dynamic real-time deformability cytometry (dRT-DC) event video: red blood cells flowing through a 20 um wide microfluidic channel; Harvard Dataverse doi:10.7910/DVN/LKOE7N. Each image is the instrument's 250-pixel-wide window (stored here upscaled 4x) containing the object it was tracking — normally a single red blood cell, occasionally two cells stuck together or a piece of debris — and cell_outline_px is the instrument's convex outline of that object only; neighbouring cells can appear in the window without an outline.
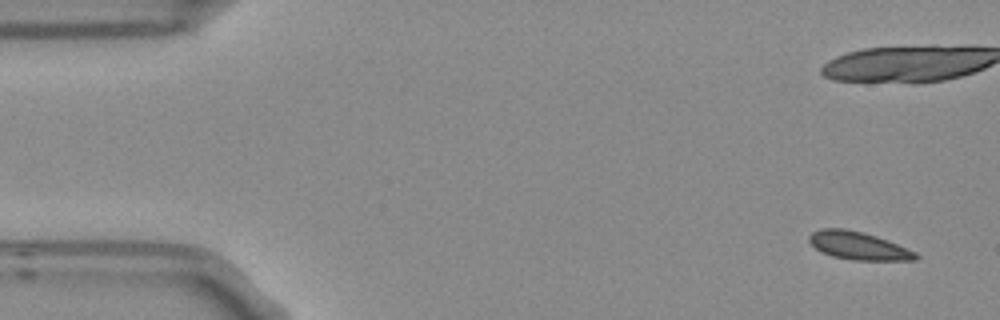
{"species": "Egyptian fruit bat (a non-hibernating species)", "species_latin": "Rousettus aegyptiacus", "temperature_condition": "room temperature", "stored_images_in_passage": 9, "camera_frame_rate_fps": 3000, "um_per_image_px": 0.085, "frame": {"image": 1, "passage_image": 1, "time_ms": 0.0, "image_size_px": [1000, 320], "cell_outline_px": [[920, 256], [916, 260], [852, 260], [832, 256], [816, 248], [808, 240], [808, 236], [812, 232], [820, 228], [844, 228], [876, 236], [888, 240], [916, 252]], "centroid_in_image_um": [72.97, 20.88], "position_along_channel_um": 12.0, "area_um2": 17.22}}
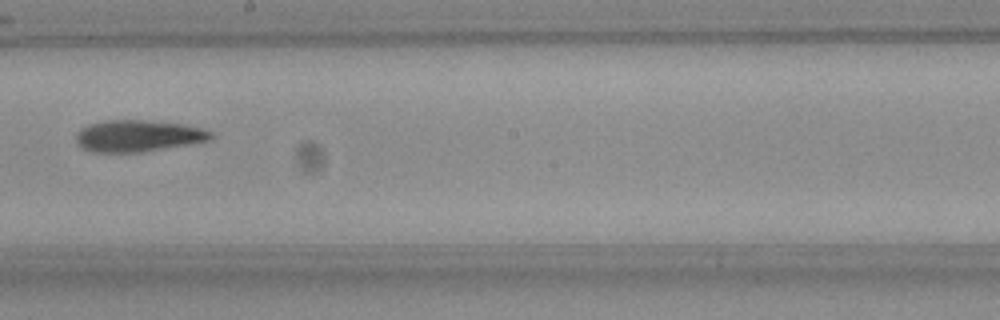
{"frame": {"image": 2, "passage_image": 9, "time_ms": 2.667, "image_size_px": [1000, 320], "cell_outline_px": [[212, 140], [140, 152], [92, 152], [80, 148], [76, 140], [76, 136], [80, 128], [88, 124], [104, 120], [144, 120], [184, 124], [200, 128], [212, 132]], "centroid_in_image_um": [11.69, 11.54], "position_along_channel_um": 236.5, "area_um2": 24.85}}